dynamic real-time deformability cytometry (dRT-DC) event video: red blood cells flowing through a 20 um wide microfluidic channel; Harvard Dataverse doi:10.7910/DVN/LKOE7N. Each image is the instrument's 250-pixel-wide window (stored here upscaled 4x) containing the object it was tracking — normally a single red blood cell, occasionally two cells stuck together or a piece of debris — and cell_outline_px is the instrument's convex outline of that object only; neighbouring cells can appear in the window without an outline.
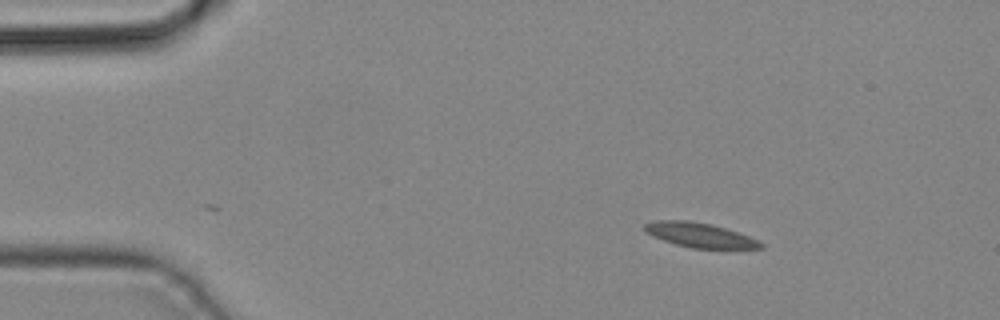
{"species": "common noctule bat (a hibernating species)", "species_latin": "Nyctalus noctula", "temperature_condition": "cold", "stored_images_in_passage": 30, "camera_frame_rate_fps": 3000, "um_per_image_px": 0.085, "animal": {"sex": "male", "body_mass_g": 19.2, "forearm_length_mm": 51.8}, "frame": {"image": 1, "passage_image": 1, "time_ms": 0.0, "image_size_px": [1000, 320], "cell_outline_px": [[764, 248], [692, 248], [676, 244], [652, 236], [644, 228], [644, 224], [652, 220], [688, 220], [712, 224], [748, 236], [764, 244]], "centroid_in_image_um": [59.44, 19.97], "position_along_channel_um": 25.6, "area_um2": 16.36}}
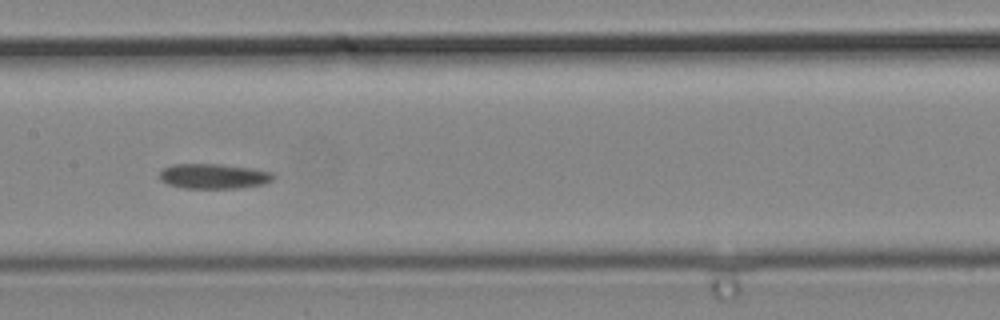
{"frame": {"image": 2, "passage_image": 16, "time_ms": 5.0, "image_size_px": [1000, 320], "cell_outline_px": [[276, 176], [272, 180], [264, 184], [236, 188], [184, 188], [168, 184], [160, 180], [160, 172], [164, 168], [172, 164], [220, 164], [252, 168], [272, 172]], "centroid_in_image_um": [18.17, 14.97], "position_along_channel_um": 189.2, "area_um2": 16.59}}
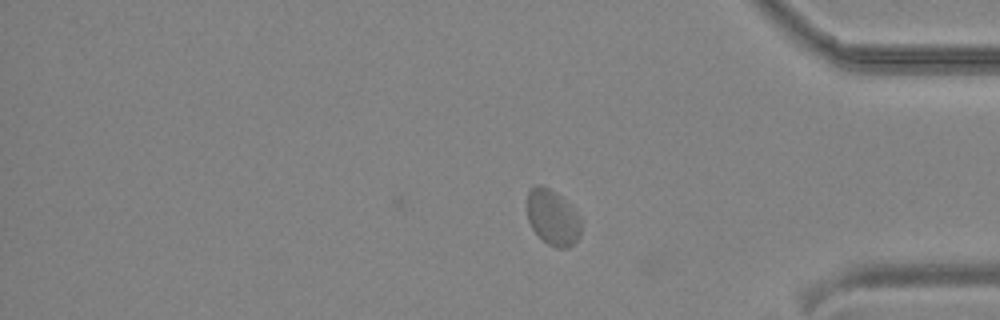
{"frame": {"image": 3, "passage_image": 30, "time_ms": 9.667, "image_size_px": [1000, 320], "cell_outline_px": [[580, 236], [568, 248], [556, 248], [548, 244], [532, 228], [528, 220], [528, 188], [536, 184], [540, 184], [548, 188], [560, 196], [580, 216]], "centroid_in_image_um": [46.97, 18.48], "position_along_channel_um": 388.2, "area_um2": 17.22}}